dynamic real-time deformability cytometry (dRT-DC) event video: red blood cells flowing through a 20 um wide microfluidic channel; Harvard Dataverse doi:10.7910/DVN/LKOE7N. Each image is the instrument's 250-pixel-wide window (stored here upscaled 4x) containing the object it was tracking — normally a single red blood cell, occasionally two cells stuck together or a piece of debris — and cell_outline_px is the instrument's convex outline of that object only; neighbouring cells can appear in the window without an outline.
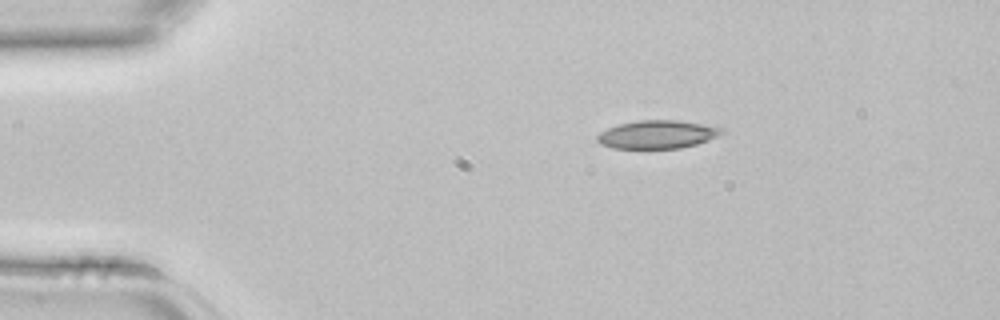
{"species": "common noctule bat (a hibernating species)", "species_latin": "Nyctalus noctula", "temperature_condition": "room temperature", "stored_images_in_passage": 2, "camera_frame_rate_fps": 3000, "um_per_image_px": 0.085, "animal": {"sex": "female", "body_mass_g": 22.7, "forearm_length_mm": 54.2}, "frame": {"image": 1, "passage_image": 1, "time_ms": 0.0, "image_size_px": [1000, 320], "cell_outline_px": [[724, 132], [708, 140], [696, 144], [680, 148], [612, 148], [600, 144], [596, 140], [596, 136], [600, 132], [608, 128], [620, 124], [636, 120], [676, 120], [724, 128]], "centroid_in_image_um": [55.83, 11.43], "position_along_channel_um": 29.2, "area_um2": 20.29}}